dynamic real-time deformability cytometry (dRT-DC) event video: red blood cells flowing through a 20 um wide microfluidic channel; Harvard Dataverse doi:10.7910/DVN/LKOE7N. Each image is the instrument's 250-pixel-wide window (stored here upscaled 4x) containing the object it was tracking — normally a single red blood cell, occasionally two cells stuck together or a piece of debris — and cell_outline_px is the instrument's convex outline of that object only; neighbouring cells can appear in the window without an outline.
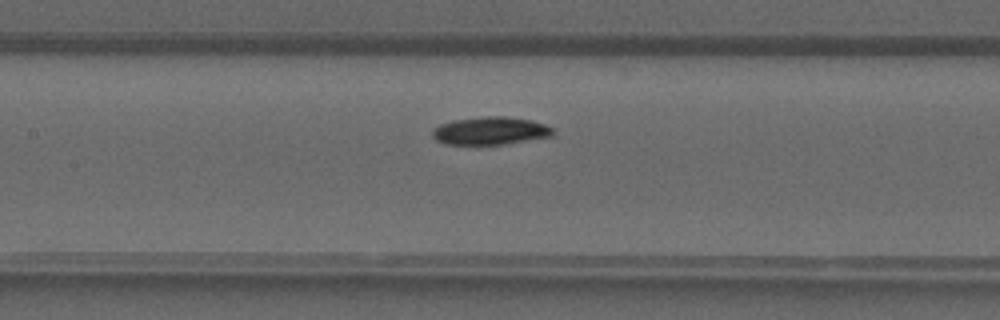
{"species": "common noctule bat (a hibernating species)", "species_latin": "Nyctalus noctula", "temperature_condition": "warm", "stored_images_in_passage": 32, "camera_frame_rate_fps": 3000, "um_per_image_px": 0.085, "animal": {"sex": "male", "forearm_length_mm": 52.5}, "frame": {"image": 1, "passage_image": 10, "time_ms": 3.0, "image_size_px": [1000, 320], "cell_outline_px": [[556, 128], [552, 136], [504, 144], [444, 144], [436, 140], [432, 136], [432, 128], [440, 124], [452, 120], [480, 116], [504, 116], [532, 120]], "centroid_in_image_um": [41.67, 11.1], "position_along_channel_um": 165.7, "area_um2": 19.77}}
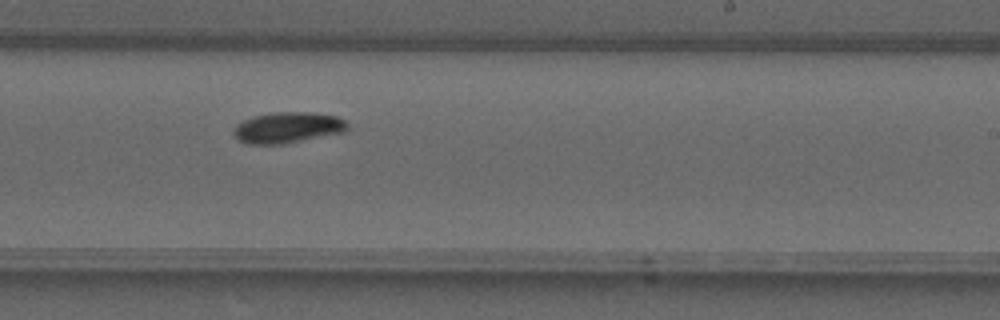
{"frame": {"image": 2, "passage_image": 16, "time_ms": 5.0, "image_size_px": [1000, 320], "cell_outline_px": [[348, 132], [280, 144], [248, 144], [240, 140], [232, 132], [232, 128], [236, 124], [244, 120], [256, 116], [276, 112], [312, 112], [336, 116], [344, 120], [348, 124]], "centroid_in_image_um": [24.49, 10.84], "position_along_channel_um": 264.5, "area_um2": 20.52}}
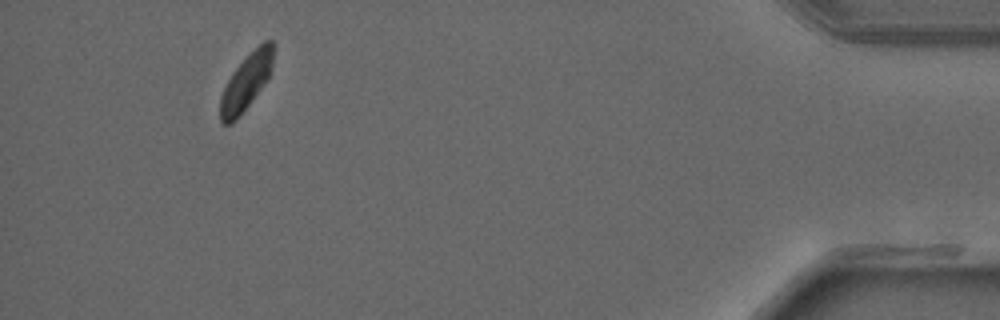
{"frame": {"image": 3, "passage_image": 29, "time_ms": 9.333, "image_size_px": [1000, 320], "cell_outline_px": [[276, 44], [272, 68], [268, 76], [260, 88], [236, 120], [232, 124], [224, 124], [220, 120], [220, 96], [232, 72], [264, 40], [272, 40]], "centroid_in_image_um": [20.94, 6.94], "position_along_channel_um": 414.3, "area_um2": 16.94}}